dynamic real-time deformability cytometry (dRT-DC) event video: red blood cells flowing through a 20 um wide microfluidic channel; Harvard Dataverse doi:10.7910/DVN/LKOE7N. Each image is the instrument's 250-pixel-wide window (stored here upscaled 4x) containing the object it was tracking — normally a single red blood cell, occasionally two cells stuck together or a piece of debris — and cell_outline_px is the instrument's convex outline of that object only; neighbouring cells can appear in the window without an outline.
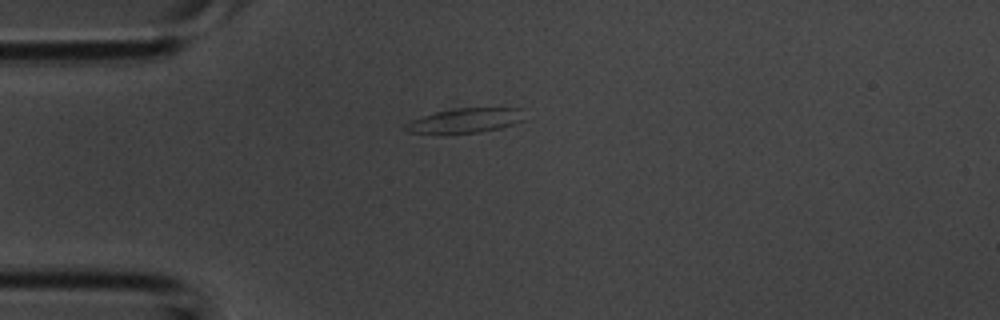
{"species": "common noctule bat (a hibernating species)", "species_latin": "Nyctalus noctula", "temperature_condition": "room temperature", "stored_images_in_passage": 33, "camera_frame_rate_fps": 3000, "um_per_image_px": 0.085, "animal": {"sex": "male", "body_mass_g": 20.1, "forearm_length_mm": 53.5}, "frame": {"image": 1, "passage_image": 1, "time_ms": 0.0, "image_size_px": [1000, 320], "cell_outline_px": [[524, 120], [500, 128], [480, 132], [440, 136], [408, 132], [400, 128], [404, 124], [412, 120], [436, 112], [456, 108], [524, 108]], "centroid_in_image_um": [39.47, 10.29], "position_along_channel_um": 45.5, "area_um2": 17.74}}
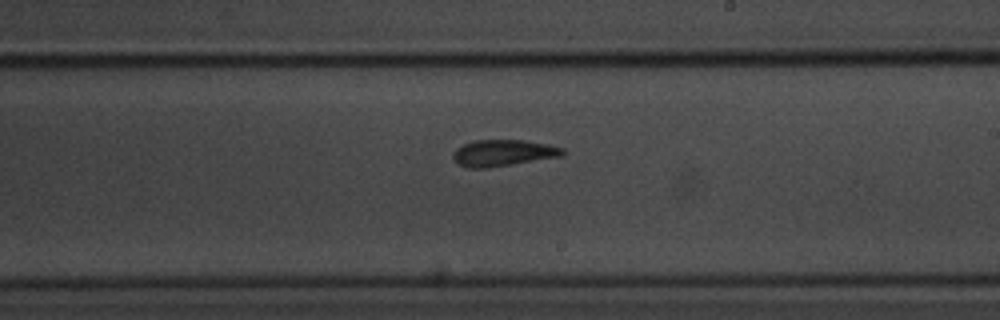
{"frame": {"image": 2, "passage_image": 15, "time_ms": 4.667, "image_size_px": [1000, 320], "cell_outline_px": [[564, 156], [512, 164], [484, 168], [468, 168], [460, 164], [452, 156], [456, 148], [464, 144], [476, 140], [524, 140], [564, 148]], "centroid_in_image_um": [42.78, 13.0], "position_along_channel_um": 246.2, "area_um2": 16.65}}
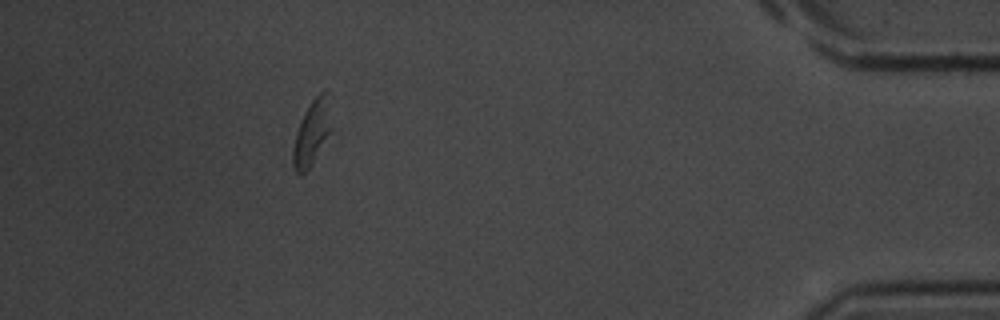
{"frame": {"image": 3, "passage_image": 29, "time_ms": 9.333, "image_size_px": [1000, 320], "cell_outline_px": [[332, 128], [312, 164], [300, 176], [296, 172], [292, 164], [292, 148], [296, 132], [300, 120], [304, 112], [312, 100], [324, 88], [332, 92]], "centroid_in_image_um": [26.56, 11.16], "position_along_channel_um": 408.6, "area_um2": 15.2}}